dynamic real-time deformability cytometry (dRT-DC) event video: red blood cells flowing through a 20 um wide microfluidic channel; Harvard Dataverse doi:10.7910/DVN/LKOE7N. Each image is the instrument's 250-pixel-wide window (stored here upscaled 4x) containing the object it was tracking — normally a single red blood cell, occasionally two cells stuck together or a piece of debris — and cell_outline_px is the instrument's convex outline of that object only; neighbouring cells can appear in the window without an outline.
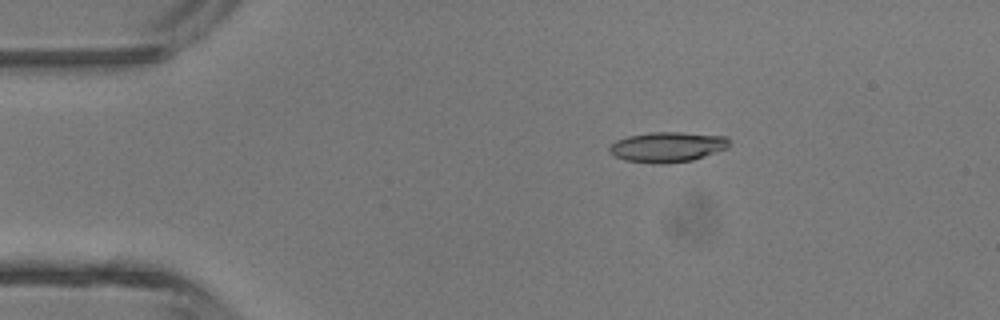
{"species": "common noctule bat (a hibernating species)", "species_latin": "Nyctalus noctula", "temperature_condition": "room temperature", "stored_images_in_passage": 4, "camera_frame_rate_fps": 3000, "um_per_image_px": 0.085, "animal": {"sex": "male", "body_mass_g": 13.3}, "frame": {"image": 1, "passage_image": 3, "time_ms": 2.333, "image_size_px": [1000, 320], "cell_outline_px": [[728, 148], [692, 160], [664, 164], [652, 164], [624, 160], [608, 152], [608, 148], [616, 140], [628, 136], [648, 132], [680, 132], [728, 136]], "centroid_in_image_um": [56.71, 12.49], "position_along_channel_um": 28.3, "area_um2": 21.21}}